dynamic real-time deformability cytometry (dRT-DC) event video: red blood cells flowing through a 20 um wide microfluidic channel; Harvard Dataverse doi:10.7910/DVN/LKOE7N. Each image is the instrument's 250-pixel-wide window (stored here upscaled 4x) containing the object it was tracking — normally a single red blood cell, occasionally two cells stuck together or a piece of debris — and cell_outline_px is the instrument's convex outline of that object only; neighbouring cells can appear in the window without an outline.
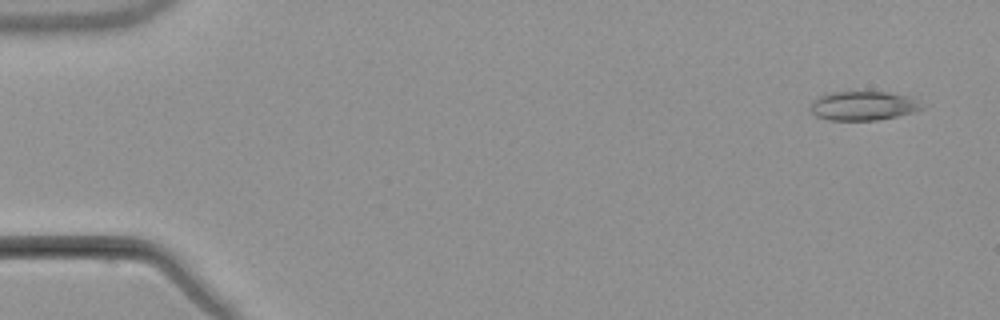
{"species": "common noctule bat (a hibernating species)", "species_latin": "Nyctalus noctula", "temperature_condition": "warm", "stored_images_in_passage": 3, "camera_frame_rate_fps": 3000, "um_per_image_px": 0.085, "animal": {"sex": "male", "body_mass_g": 21.5, "forearm_length_mm": 52.0}, "frame": {"image": 1, "passage_image": 1, "time_ms": 0.0, "image_size_px": [1000, 320], "cell_outline_px": [[924, 108], [912, 112], [896, 116], [876, 120], [828, 120], [816, 116], [808, 108], [820, 96], [828, 92], [888, 92], [908, 96], [916, 100]], "centroid_in_image_um": [73.34, 8.99], "position_along_channel_um": 11.7, "area_um2": 18.67}}